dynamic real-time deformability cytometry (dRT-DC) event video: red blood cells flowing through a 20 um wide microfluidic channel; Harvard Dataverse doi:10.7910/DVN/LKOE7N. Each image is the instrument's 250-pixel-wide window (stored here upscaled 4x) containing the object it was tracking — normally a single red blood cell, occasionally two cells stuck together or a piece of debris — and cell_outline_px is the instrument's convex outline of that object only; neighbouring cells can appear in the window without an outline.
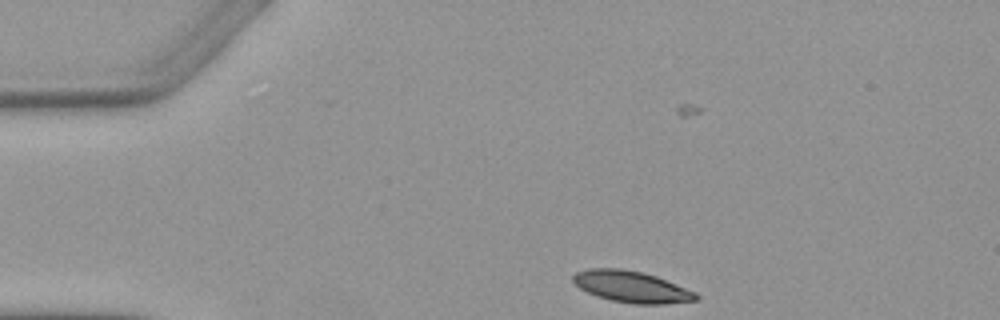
{"species": "Egyptian fruit bat (a non-hibernating species)", "species_latin": "Rousettus aegyptiacus", "temperature_condition": "warm", "stored_images_in_passage": 6, "camera_frame_rate_fps": 3000, "um_per_image_px": 0.085, "animal": {"sex": "female"}, "frame": {"image": 1, "passage_image": 1, "time_ms": 0.0, "image_size_px": [1000, 320], "cell_outline_px": [[700, 300], [664, 304], [632, 304], [612, 300], [596, 296], [580, 288], [572, 280], [572, 276], [576, 272], [588, 268], [620, 268], [644, 272], [656, 276], [696, 292], [700, 296]], "centroid_in_image_um": [53.7, 24.37], "position_along_channel_um": 31.3, "area_um2": 22.66}}
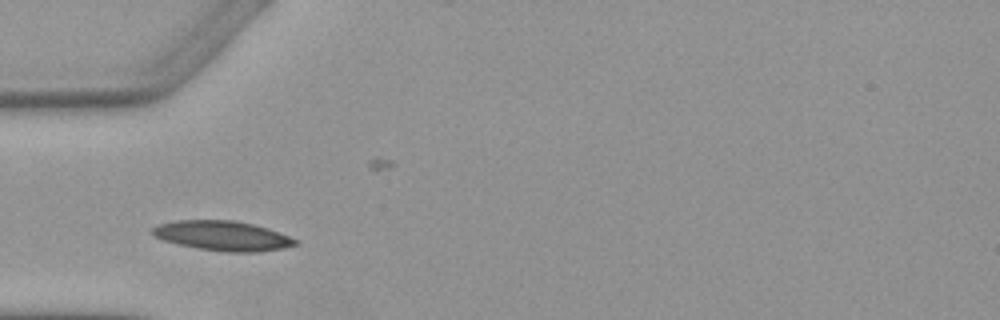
{"frame": {"image": 2, "passage_image": 3, "time_ms": 2.333, "image_size_px": [1000, 320], "cell_outline_px": [[300, 244], [284, 248], [260, 252], [228, 252], [196, 248], [176, 244], [152, 236], [148, 232], [152, 228], [160, 224], [176, 220], [232, 220], [252, 224], [268, 228], [300, 240]], "centroid_in_image_um": [18.93, 20.05], "position_along_channel_um": 66.1, "area_um2": 25.09}}
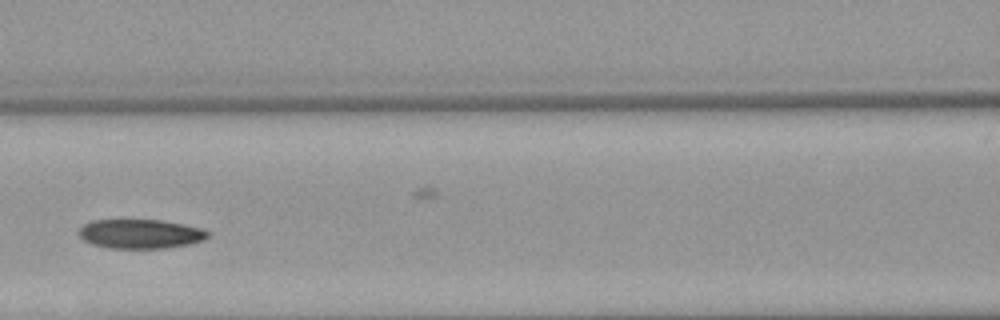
{"frame": {"image": 3, "passage_image": 5, "time_ms": 4.667, "image_size_px": [1000, 320], "cell_outline_px": [[208, 236], [204, 240], [188, 244], [164, 248], [108, 248], [92, 244], [84, 240], [76, 232], [84, 224], [92, 220], [160, 220], [184, 224], [204, 228], [208, 232]], "centroid_in_image_um": [11.92, 19.87], "position_along_channel_um": 154.7, "area_um2": 22.02}}